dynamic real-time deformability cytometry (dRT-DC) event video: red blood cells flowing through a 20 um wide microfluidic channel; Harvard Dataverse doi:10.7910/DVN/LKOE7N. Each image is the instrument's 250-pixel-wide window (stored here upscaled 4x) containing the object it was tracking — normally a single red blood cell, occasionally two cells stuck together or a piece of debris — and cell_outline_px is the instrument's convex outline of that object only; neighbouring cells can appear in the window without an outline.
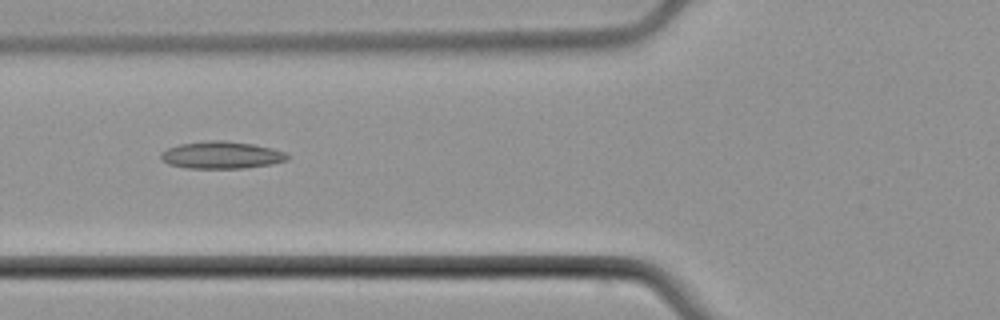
{"species": "common noctule bat (a hibernating species)", "species_latin": "Nyctalus noctula", "temperature_condition": "cold", "stored_images_in_passage": 8, "camera_frame_rate_fps": 3000, "um_per_image_px": 0.085, "animal": {"sex": "male", "body_mass_g": 21.5, "forearm_length_mm": 52.0}, "frame": {"image": 1, "passage_image": 6, "time_ms": 6.333, "image_size_px": [1000, 320], "cell_outline_px": [[288, 160], [272, 164], [244, 168], [184, 168], [168, 164], [160, 160], [160, 152], [168, 148], [180, 144], [208, 140], [224, 140], [252, 144], [272, 148], [284, 152], [288, 156]], "centroid_in_image_um": [18.78, 13.18], "position_along_channel_um": 107.0, "area_um2": 20.17}}
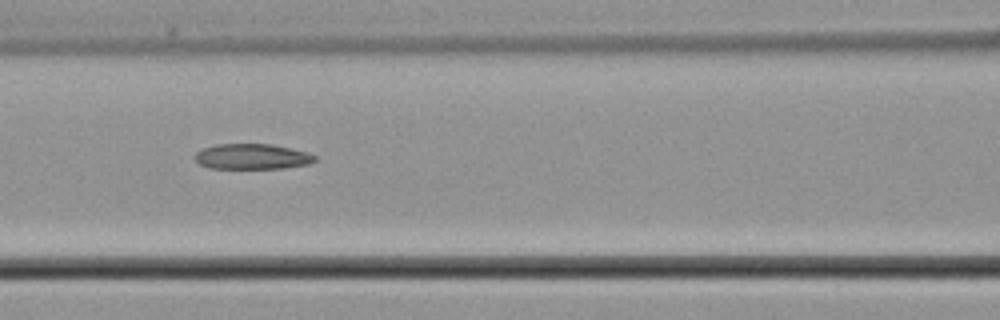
{"frame": {"image": 2, "passage_image": 7, "time_ms": 7.333, "image_size_px": [1000, 320], "cell_outline_px": [[316, 160], [308, 164], [284, 168], [208, 168], [200, 164], [192, 156], [200, 148], [216, 144], [272, 144], [304, 152], [316, 156]], "centroid_in_image_um": [21.35, 13.3], "position_along_channel_um": 145.2, "area_um2": 17.74}}
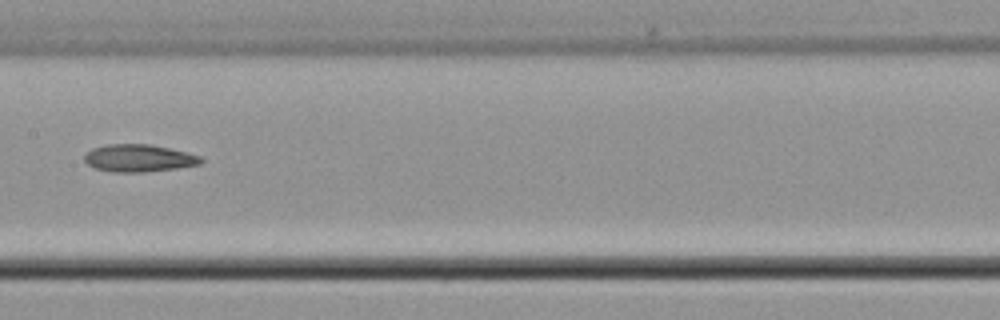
{"frame": {"image": 3, "passage_image": 8, "time_ms": 8.667, "image_size_px": [1000, 320], "cell_outline_px": [[204, 160], [200, 164], [176, 168], [144, 172], [112, 172], [96, 168], [88, 164], [84, 160], [84, 156], [92, 148], [108, 144], [148, 144], [168, 148], [200, 156]], "centroid_in_image_um": [11.78, 13.44], "position_along_channel_um": 195.6, "area_um2": 18.38}}